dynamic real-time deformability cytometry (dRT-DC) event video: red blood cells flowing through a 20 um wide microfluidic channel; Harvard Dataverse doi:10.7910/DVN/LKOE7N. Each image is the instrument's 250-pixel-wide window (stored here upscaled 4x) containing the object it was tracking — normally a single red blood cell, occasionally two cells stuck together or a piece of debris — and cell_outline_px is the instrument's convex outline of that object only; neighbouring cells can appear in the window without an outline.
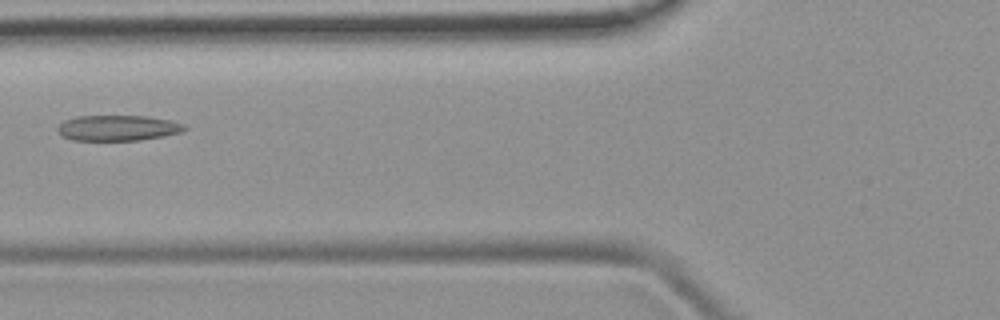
{"species": "common noctule bat (a hibernating species)", "species_latin": "Nyctalus noctula", "temperature_condition": "room temperature", "stored_images_in_passage": 6, "camera_frame_rate_fps": 3000, "um_per_image_px": 0.085, "animal": {"sex": "female", "body_mass_g": 19.9}, "frame": {"image": 1, "passage_image": 4, "time_ms": 3.667, "image_size_px": [1000, 320], "cell_outline_px": [[188, 128], [184, 132], [164, 136], [140, 140], [72, 140], [60, 136], [56, 132], [56, 128], [64, 120], [76, 116], [148, 116], [172, 120], [184, 124]], "centroid_in_image_um": [10.02, 10.88], "position_along_channel_um": 115.8, "area_um2": 19.25}}
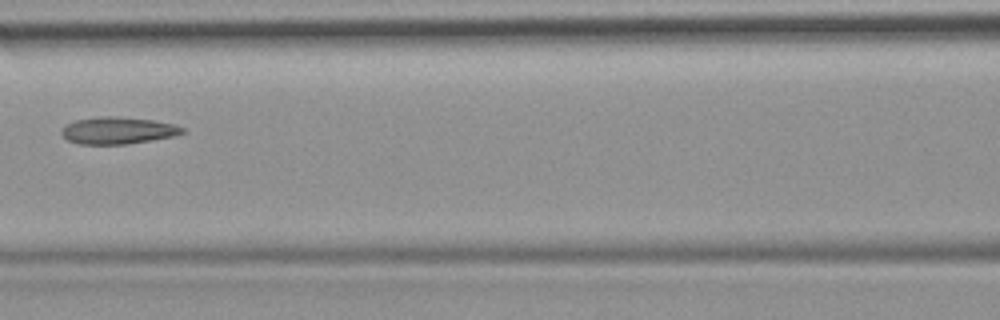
{"frame": {"image": 2, "passage_image": 5, "time_ms": 4.667, "image_size_px": [1000, 320], "cell_outline_px": [[184, 132], [172, 136], [128, 144], [76, 144], [68, 140], [60, 132], [68, 124], [76, 120], [100, 116], [116, 116], [152, 120], [176, 124], [184, 128]], "centroid_in_image_um": [10.02, 11.09], "position_along_channel_um": 156.6, "area_um2": 18.84}}
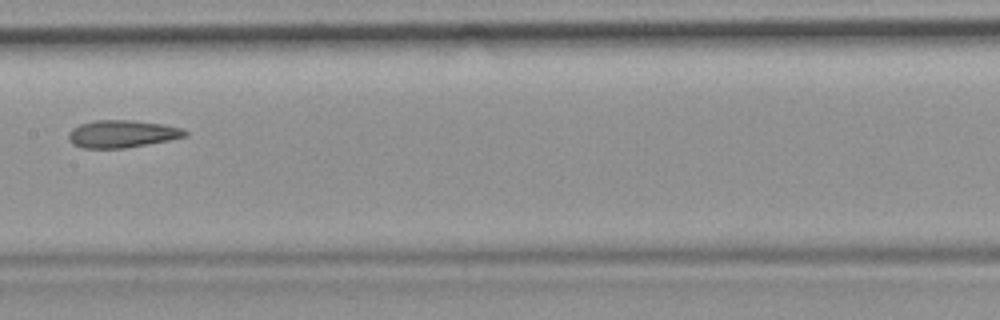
{"frame": {"image": 3, "passage_image": 6, "time_ms": 5.667, "image_size_px": [1000, 320], "cell_outline_px": [[188, 136], [168, 140], [124, 148], [84, 148], [72, 144], [68, 140], [68, 132], [72, 128], [80, 124], [92, 120], [132, 120], [164, 124], [180, 128], [188, 132]], "centroid_in_image_um": [10.34, 11.37], "position_along_channel_um": 197.1, "area_um2": 18.67}}